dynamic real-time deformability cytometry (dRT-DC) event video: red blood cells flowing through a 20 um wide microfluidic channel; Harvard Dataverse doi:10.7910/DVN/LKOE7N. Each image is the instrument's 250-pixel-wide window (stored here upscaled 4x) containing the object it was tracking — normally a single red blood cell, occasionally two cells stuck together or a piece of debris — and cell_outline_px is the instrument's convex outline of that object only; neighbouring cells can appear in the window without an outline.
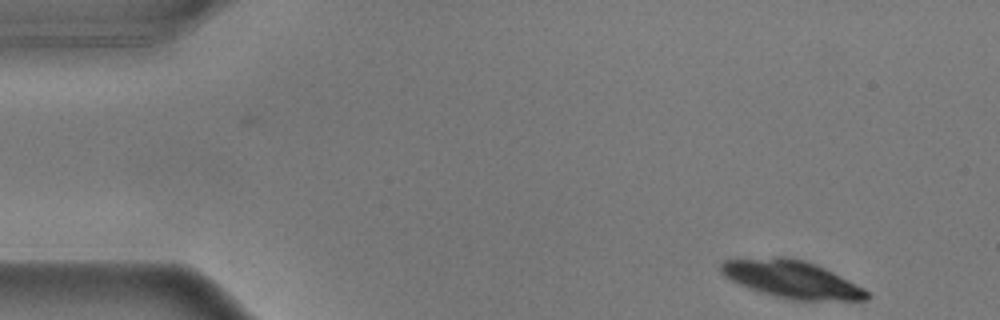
{"species": "common noctule bat (a hibernating species)", "species_latin": "Nyctalus noctula", "temperature_condition": "warm", "stored_images_in_passage": 2, "camera_frame_rate_fps": 3000, "um_per_image_px": 0.085, "animal": {"sex": "male", "body_mass_g": 17.9}, "frame": {"image": 1, "passage_image": 2, "time_ms": 0.333, "image_size_px": [1000, 320], "cell_outline_px": [[872, 296], [868, 300], [792, 300], [772, 296], [748, 288], [724, 276], [720, 272], [720, 264], [724, 260], [776, 256], [784, 256], [804, 260], [816, 264], [864, 288]], "centroid_in_image_um": [67.28, 23.74], "position_along_channel_um": 17.7, "area_um2": 31.96}}